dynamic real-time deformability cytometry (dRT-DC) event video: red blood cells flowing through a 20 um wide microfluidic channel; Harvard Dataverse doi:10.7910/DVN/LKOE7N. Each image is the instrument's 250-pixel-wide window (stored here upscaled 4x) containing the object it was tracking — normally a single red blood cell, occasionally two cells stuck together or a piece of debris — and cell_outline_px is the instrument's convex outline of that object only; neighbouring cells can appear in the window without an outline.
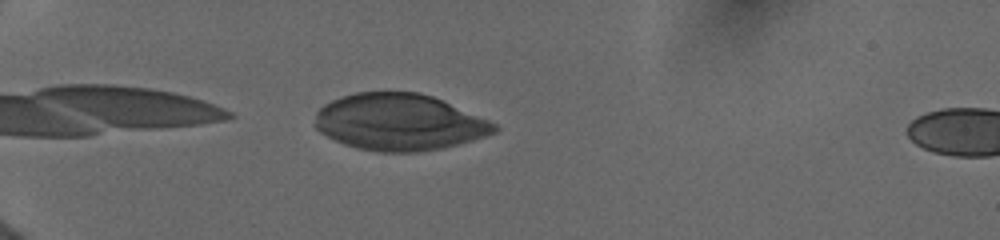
{"species": "human", "species_latin": "Homo sapiens", "temperature_condition": "cold", "stored_images_in_passage": 7, "camera_frame_rate_fps": 3000, "um_per_image_px": 0.085, "donor": {"sex": "female"}, "frame": {"image": 1, "passage_image": 2, "time_ms": 0.333, "image_size_px": [1000, 240], "cell_outline_px": [[500, 128], [496, 132], [472, 140], [440, 148], [416, 152], [376, 152], [356, 148], [344, 144], [320, 132], [316, 128], [316, 112], [324, 104], [340, 96], [356, 92], [416, 92], [432, 96], [488, 120], [496, 124]], "centroid_in_image_um": [33.9, 10.38], "position_along_channel_um": 51.1, "area_um2": 58.78}}